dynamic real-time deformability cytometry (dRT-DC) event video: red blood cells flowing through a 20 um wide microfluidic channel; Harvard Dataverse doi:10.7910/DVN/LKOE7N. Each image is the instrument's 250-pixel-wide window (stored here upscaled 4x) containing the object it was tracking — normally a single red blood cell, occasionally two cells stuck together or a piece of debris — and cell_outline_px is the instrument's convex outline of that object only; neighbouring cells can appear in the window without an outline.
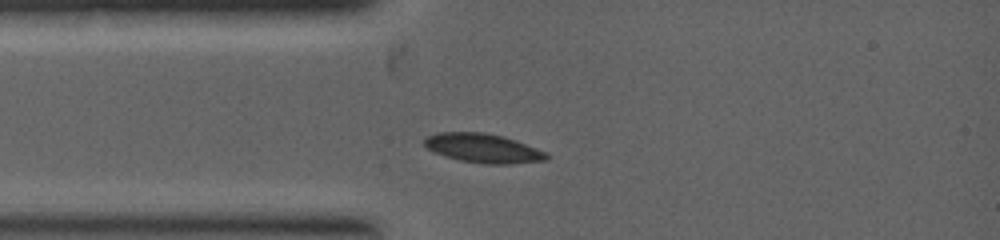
{"species": "common noctule bat (a hibernating species)", "species_latin": "Nyctalus noctula", "temperature_condition": "warm", "stored_images_in_passage": 12, "camera_frame_rate_fps": 5000, "um_per_image_px": 0.085, "animal": {"sex": "female", "body_mass_g": 19.0, "forearm_length_mm": 53.3}, "frame": {"image": 1, "passage_image": 1, "time_ms": 0.0, "image_size_px": [1000, 240], "cell_outline_px": [[548, 160], [508, 164], [488, 164], [460, 160], [444, 156], [432, 152], [424, 144], [424, 140], [428, 136], [436, 132], [484, 132], [504, 136], [536, 148], [544, 152], [548, 156]], "centroid_in_image_um": [41.03, 12.59], "position_along_channel_um": 44.0, "area_um2": 20.63}}
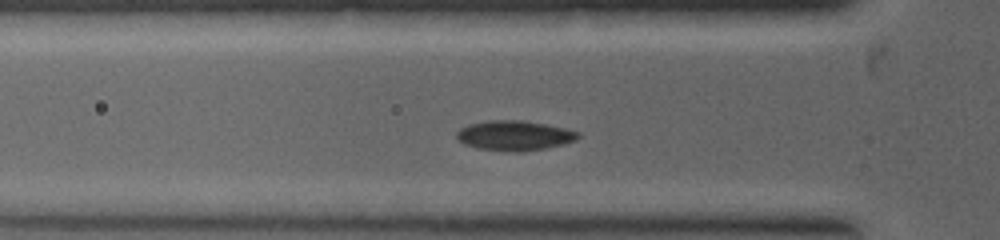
{"frame": {"image": 2, "passage_image": 5, "time_ms": 0.6, "image_size_px": [1000, 240], "cell_outline_px": [[580, 136], [576, 140], [564, 144], [544, 148], [516, 152], [480, 148], [464, 144], [456, 136], [456, 132], [460, 128], [468, 124], [488, 120], [524, 120], [564, 128], [580, 132]], "centroid_in_image_um": [43.73, 11.5], "position_along_channel_um": 82.1, "area_um2": 20.98}}
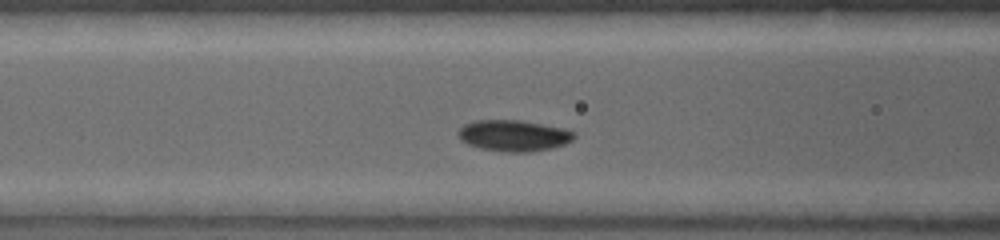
{"frame": {"image": 3, "passage_image": 9, "time_ms": 1.2, "image_size_px": [1000, 240], "cell_outline_px": [[576, 136], [572, 140], [564, 144], [548, 148], [528, 152], [500, 152], [480, 148], [468, 144], [460, 140], [456, 136], [456, 132], [464, 124], [476, 120], [520, 120], [564, 128], [576, 132]], "centroid_in_image_um": [43.62, 11.52], "position_along_channel_um": 123.0, "area_um2": 21.21}}